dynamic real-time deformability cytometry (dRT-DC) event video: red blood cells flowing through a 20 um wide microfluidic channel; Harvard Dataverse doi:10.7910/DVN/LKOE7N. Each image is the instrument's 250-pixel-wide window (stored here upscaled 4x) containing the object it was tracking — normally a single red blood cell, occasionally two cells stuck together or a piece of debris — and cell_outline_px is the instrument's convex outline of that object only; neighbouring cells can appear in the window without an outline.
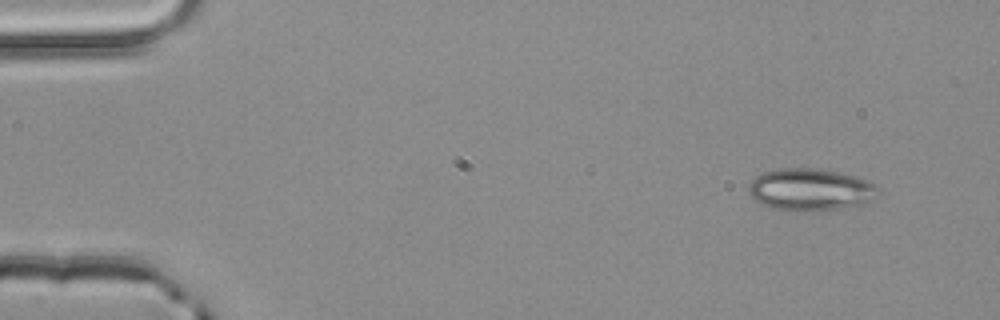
{"species": "common noctule bat (a hibernating species)", "species_latin": "Nyctalus noctula", "temperature_condition": "room temperature", "stored_images_in_passage": 28, "camera_frame_rate_fps": 3000, "um_per_image_px": 0.085, "animal": {"sex": "male", "body_mass_g": 20.4}, "frame": {"image": 1, "passage_image": 1, "time_ms": 0.0, "image_size_px": [1000, 320], "cell_outline_px": [[880, 188], [872, 200], [860, 204], [840, 208], [812, 212], [800, 212], [772, 208], [756, 200], [748, 192], [748, 184], [756, 176], [764, 172], [780, 168], [816, 168], [836, 172], [852, 176], [876, 184]], "centroid_in_image_um": [68.86, 16.13], "position_along_channel_um": 16.1, "area_um2": 31.67}}
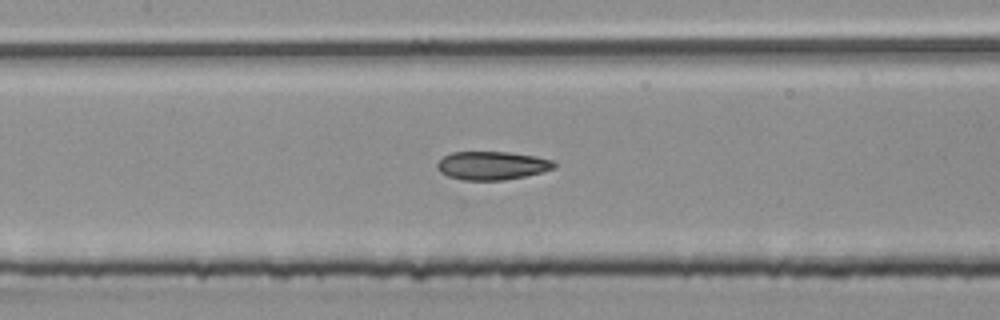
{"frame": {"image": 2, "passage_image": 21, "time_ms": 6.667, "image_size_px": [1000, 320], "cell_outline_px": [[556, 168], [544, 172], [504, 180], [464, 180], [448, 176], [440, 172], [436, 168], [436, 164], [444, 156], [452, 152], [508, 152], [536, 156], [552, 160], [556, 164]], "centroid_in_image_um": [41.84, 14.07], "position_along_channel_um": 165.6, "area_um2": 19.42}}
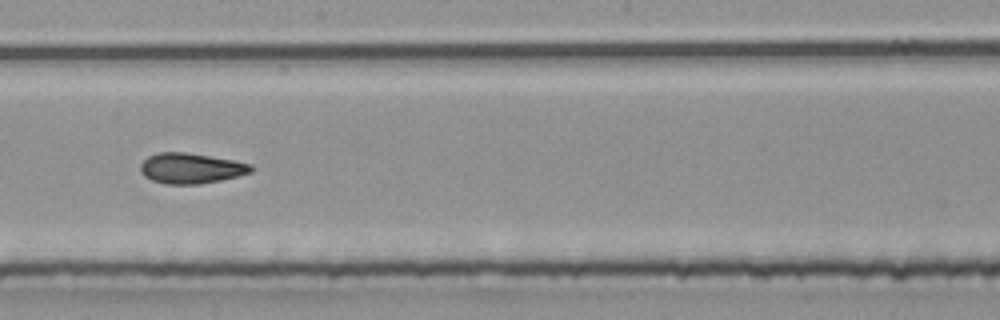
{"frame": {"image": 3, "passage_image": 26, "time_ms": 8.333, "image_size_px": [1000, 320], "cell_outline_px": [[256, 168], [252, 172], [220, 180], [200, 184], [168, 184], [152, 180], [144, 176], [140, 172], [140, 164], [148, 156], [160, 152], [184, 152], [232, 160], [252, 164]], "centroid_in_image_um": [16.23, 14.3], "position_along_channel_um": 232.0, "area_um2": 19.54}}